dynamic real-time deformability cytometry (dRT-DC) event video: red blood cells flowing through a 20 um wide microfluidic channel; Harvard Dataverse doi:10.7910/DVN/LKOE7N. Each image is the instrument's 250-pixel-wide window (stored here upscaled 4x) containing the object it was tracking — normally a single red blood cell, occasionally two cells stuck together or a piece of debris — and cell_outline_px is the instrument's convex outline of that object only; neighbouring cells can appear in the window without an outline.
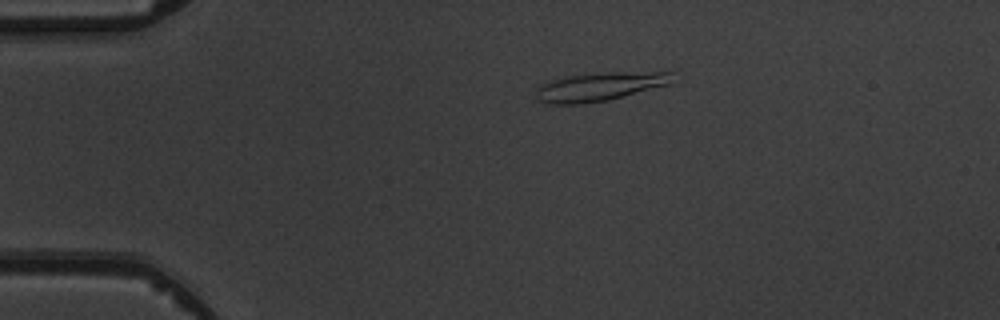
{"species": "common noctule bat (a hibernating species)", "species_latin": "Nyctalus noctula", "temperature_condition": "warm", "stored_images_in_passage": 3, "camera_frame_rate_fps": 3000, "um_per_image_px": 0.085, "animal": {"sex": "male", "body_mass_g": 19.5, "forearm_length_mm": 54.6}, "frame": {"image": 1, "passage_image": 1, "time_ms": 0.0, "image_size_px": [1000, 320], "cell_outline_px": [[672, 84], [608, 100], [580, 104], [548, 104], [540, 100], [536, 96], [536, 88], [540, 84], [548, 80], [568, 76], [600, 72], [672, 72]], "centroid_in_image_um": [50.95, 7.36], "position_along_channel_um": 34.0, "area_um2": 22.89}}